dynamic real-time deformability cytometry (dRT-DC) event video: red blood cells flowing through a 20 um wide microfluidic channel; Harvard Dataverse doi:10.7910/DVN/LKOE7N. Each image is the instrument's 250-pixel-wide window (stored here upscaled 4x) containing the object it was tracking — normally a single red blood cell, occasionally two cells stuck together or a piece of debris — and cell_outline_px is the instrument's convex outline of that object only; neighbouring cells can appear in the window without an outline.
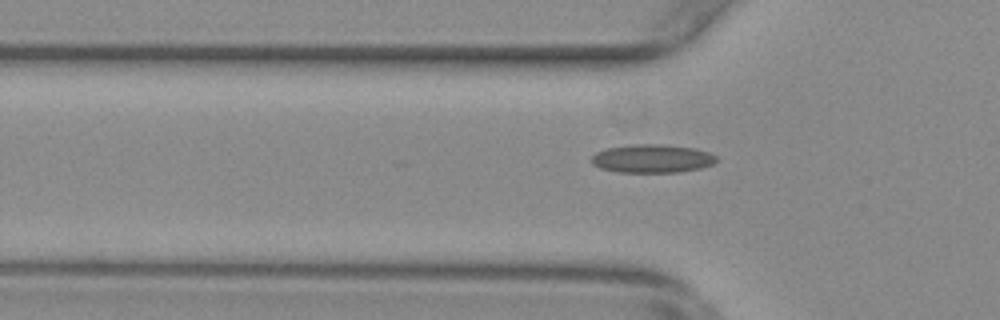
{"species": "common noctule bat (a hibernating species)", "species_latin": "Nyctalus noctula", "temperature_condition": "warm", "stored_images_in_passage": 55, "camera_frame_rate_fps": 3000, "um_per_image_px": 0.085, "animal": {"sex": "female", "body_mass_g": 29.2, "forearm_length_mm": 56.3}, "frame": {"image": 1, "passage_image": 18, "time_ms": 5.667, "image_size_px": [1000, 320], "cell_outline_px": [[716, 160], [712, 164], [700, 168], [680, 172], [616, 172], [600, 168], [592, 164], [592, 156], [596, 152], [604, 148], [628, 144], [664, 144], [696, 148], [708, 152], [716, 156]], "centroid_in_image_um": [55.4, 13.47], "position_along_channel_um": 70.4, "area_um2": 20.87}}
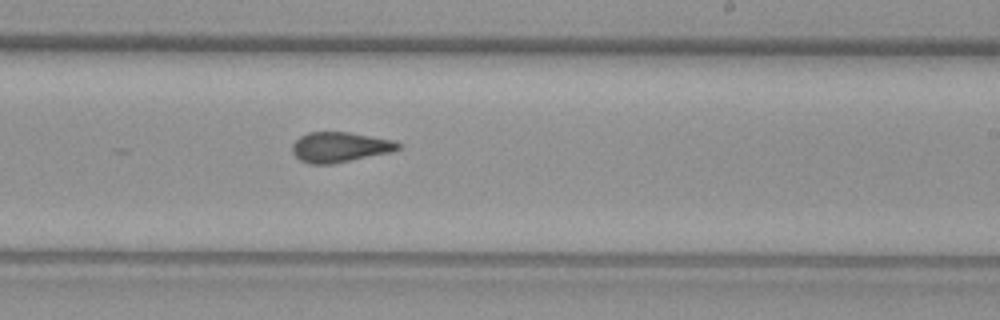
{"frame": {"image": 2, "passage_image": 33, "time_ms": 10.667, "image_size_px": [1000, 320], "cell_outline_px": [[400, 148], [388, 152], [332, 164], [312, 164], [300, 160], [292, 152], [292, 144], [300, 136], [308, 132], [348, 132], [396, 140], [400, 144]], "centroid_in_image_um": [28.86, 12.49], "position_along_channel_um": 260.1, "area_um2": 18.44}}
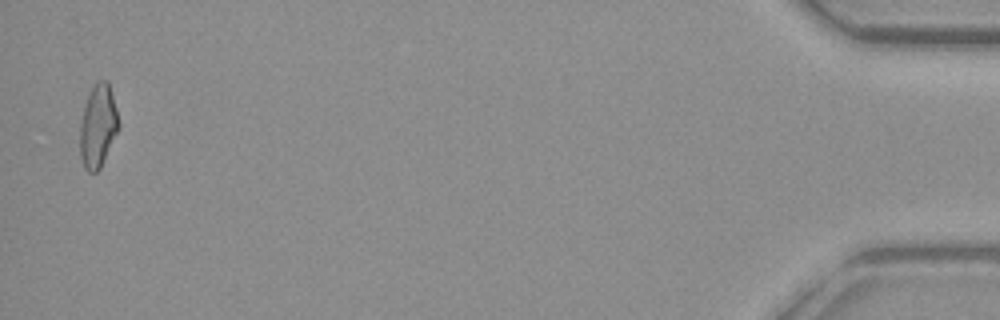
{"frame": {"image": 3, "passage_image": 54, "time_ms": 17.667, "image_size_px": [1000, 320], "cell_outline_px": [[120, 128], [100, 168], [96, 172], [88, 172], [84, 168], [80, 156], [80, 124], [84, 108], [88, 96], [92, 88], [100, 80], [108, 80], [116, 108], [120, 124]], "centroid_in_image_um": [8.34, 10.75], "position_along_channel_um": 426.9, "area_um2": 18.61}, "authors_computed_cell_mechanics": {"area_um2": 18.785, "velocity_mm_per_s": 3.7843, "shape_relaxation_time_tau1_ms": null, "shape_relaxation_time_tau2_ms": 2.4337, "deformation_change_tau1": null, "deformation_change_tau2": 0.1127}}